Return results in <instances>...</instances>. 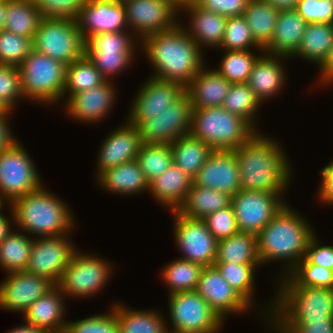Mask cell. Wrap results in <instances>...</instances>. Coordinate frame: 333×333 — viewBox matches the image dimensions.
Instances as JSON below:
<instances>
[{"mask_svg": "<svg viewBox=\"0 0 333 333\" xmlns=\"http://www.w3.org/2000/svg\"><path fill=\"white\" fill-rule=\"evenodd\" d=\"M44 188L42 185L9 205L13 222L25 233L37 237L69 235L75 225L74 215L68 205Z\"/></svg>", "mask_w": 333, "mask_h": 333, "instance_id": "cell-4", "label": "cell"}, {"mask_svg": "<svg viewBox=\"0 0 333 333\" xmlns=\"http://www.w3.org/2000/svg\"><path fill=\"white\" fill-rule=\"evenodd\" d=\"M114 305V306H113ZM109 313L90 315L85 319L67 322L64 333H119L115 315V304Z\"/></svg>", "mask_w": 333, "mask_h": 333, "instance_id": "cell-49", "label": "cell"}, {"mask_svg": "<svg viewBox=\"0 0 333 333\" xmlns=\"http://www.w3.org/2000/svg\"><path fill=\"white\" fill-rule=\"evenodd\" d=\"M193 179L172 163L160 176L149 184V193L155 200L177 211L183 204Z\"/></svg>", "mask_w": 333, "mask_h": 333, "instance_id": "cell-29", "label": "cell"}, {"mask_svg": "<svg viewBox=\"0 0 333 333\" xmlns=\"http://www.w3.org/2000/svg\"><path fill=\"white\" fill-rule=\"evenodd\" d=\"M277 286H308L333 289V270L311 263L304 257ZM285 277V278H284Z\"/></svg>", "mask_w": 333, "mask_h": 333, "instance_id": "cell-41", "label": "cell"}, {"mask_svg": "<svg viewBox=\"0 0 333 333\" xmlns=\"http://www.w3.org/2000/svg\"><path fill=\"white\" fill-rule=\"evenodd\" d=\"M97 178L103 189L114 194L131 195L149 191V183L136 159L107 169Z\"/></svg>", "mask_w": 333, "mask_h": 333, "instance_id": "cell-31", "label": "cell"}, {"mask_svg": "<svg viewBox=\"0 0 333 333\" xmlns=\"http://www.w3.org/2000/svg\"><path fill=\"white\" fill-rule=\"evenodd\" d=\"M258 57L252 50H226L217 71L231 84L247 83Z\"/></svg>", "mask_w": 333, "mask_h": 333, "instance_id": "cell-45", "label": "cell"}, {"mask_svg": "<svg viewBox=\"0 0 333 333\" xmlns=\"http://www.w3.org/2000/svg\"><path fill=\"white\" fill-rule=\"evenodd\" d=\"M127 29L140 42L147 36L173 28L177 9L168 0H130L124 3Z\"/></svg>", "mask_w": 333, "mask_h": 333, "instance_id": "cell-17", "label": "cell"}, {"mask_svg": "<svg viewBox=\"0 0 333 333\" xmlns=\"http://www.w3.org/2000/svg\"><path fill=\"white\" fill-rule=\"evenodd\" d=\"M33 49L69 65L85 54V41L77 21L42 18L33 38Z\"/></svg>", "mask_w": 333, "mask_h": 333, "instance_id": "cell-8", "label": "cell"}, {"mask_svg": "<svg viewBox=\"0 0 333 333\" xmlns=\"http://www.w3.org/2000/svg\"><path fill=\"white\" fill-rule=\"evenodd\" d=\"M202 269L201 265L182 258L168 263L161 277L169 287V295L196 290Z\"/></svg>", "mask_w": 333, "mask_h": 333, "instance_id": "cell-42", "label": "cell"}, {"mask_svg": "<svg viewBox=\"0 0 333 333\" xmlns=\"http://www.w3.org/2000/svg\"><path fill=\"white\" fill-rule=\"evenodd\" d=\"M77 23L84 41L92 35L124 31L127 29L124 3L112 0H88L81 10Z\"/></svg>", "mask_w": 333, "mask_h": 333, "instance_id": "cell-22", "label": "cell"}, {"mask_svg": "<svg viewBox=\"0 0 333 333\" xmlns=\"http://www.w3.org/2000/svg\"><path fill=\"white\" fill-rule=\"evenodd\" d=\"M196 291L223 321L225 315L245 313L252 306L226 282L215 266L203 267Z\"/></svg>", "mask_w": 333, "mask_h": 333, "instance_id": "cell-20", "label": "cell"}, {"mask_svg": "<svg viewBox=\"0 0 333 333\" xmlns=\"http://www.w3.org/2000/svg\"><path fill=\"white\" fill-rule=\"evenodd\" d=\"M277 287L274 303H270V310L268 308L265 311V319L268 318V322L317 321L333 317V289L308 286Z\"/></svg>", "mask_w": 333, "mask_h": 333, "instance_id": "cell-5", "label": "cell"}, {"mask_svg": "<svg viewBox=\"0 0 333 333\" xmlns=\"http://www.w3.org/2000/svg\"><path fill=\"white\" fill-rule=\"evenodd\" d=\"M321 184L318 197L328 205L333 204V161L320 170Z\"/></svg>", "mask_w": 333, "mask_h": 333, "instance_id": "cell-57", "label": "cell"}, {"mask_svg": "<svg viewBox=\"0 0 333 333\" xmlns=\"http://www.w3.org/2000/svg\"><path fill=\"white\" fill-rule=\"evenodd\" d=\"M253 65L247 84L261 103L280 93L284 88L286 73L280 59L287 57L263 53ZM283 67V68H282Z\"/></svg>", "mask_w": 333, "mask_h": 333, "instance_id": "cell-26", "label": "cell"}, {"mask_svg": "<svg viewBox=\"0 0 333 333\" xmlns=\"http://www.w3.org/2000/svg\"><path fill=\"white\" fill-rule=\"evenodd\" d=\"M278 10L295 9L299 0H264Z\"/></svg>", "mask_w": 333, "mask_h": 333, "instance_id": "cell-60", "label": "cell"}, {"mask_svg": "<svg viewBox=\"0 0 333 333\" xmlns=\"http://www.w3.org/2000/svg\"><path fill=\"white\" fill-rule=\"evenodd\" d=\"M63 295V296H62ZM65 295L55 285L45 295L31 304L23 314L24 320L46 333H64L67 322L65 315Z\"/></svg>", "mask_w": 333, "mask_h": 333, "instance_id": "cell-25", "label": "cell"}, {"mask_svg": "<svg viewBox=\"0 0 333 333\" xmlns=\"http://www.w3.org/2000/svg\"><path fill=\"white\" fill-rule=\"evenodd\" d=\"M295 10L308 24H333V4L329 0H299Z\"/></svg>", "mask_w": 333, "mask_h": 333, "instance_id": "cell-53", "label": "cell"}, {"mask_svg": "<svg viewBox=\"0 0 333 333\" xmlns=\"http://www.w3.org/2000/svg\"><path fill=\"white\" fill-rule=\"evenodd\" d=\"M7 276L0 284V308L11 312L24 314L31 304L55 286L49 280L26 271L11 272Z\"/></svg>", "mask_w": 333, "mask_h": 333, "instance_id": "cell-19", "label": "cell"}, {"mask_svg": "<svg viewBox=\"0 0 333 333\" xmlns=\"http://www.w3.org/2000/svg\"><path fill=\"white\" fill-rule=\"evenodd\" d=\"M164 333H192V332H187V331H182V330H177V329L168 330V328L166 327Z\"/></svg>", "mask_w": 333, "mask_h": 333, "instance_id": "cell-65", "label": "cell"}, {"mask_svg": "<svg viewBox=\"0 0 333 333\" xmlns=\"http://www.w3.org/2000/svg\"><path fill=\"white\" fill-rule=\"evenodd\" d=\"M66 67L33 49L18 66L24 99L50 104L64 98Z\"/></svg>", "mask_w": 333, "mask_h": 333, "instance_id": "cell-7", "label": "cell"}, {"mask_svg": "<svg viewBox=\"0 0 333 333\" xmlns=\"http://www.w3.org/2000/svg\"><path fill=\"white\" fill-rule=\"evenodd\" d=\"M251 47L263 51L255 42L243 15L227 18L220 48L226 50H251Z\"/></svg>", "mask_w": 333, "mask_h": 333, "instance_id": "cell-47", "label": "cell"}, {"mask_svg": "<svg viewBox=\"0 0 333 333\" xmlns=\"http://www.w3.org/2000/svg\"><path fill=\"white\" fill-rule=\"evenodd\" d=\"M307 25L295 9L279 10L271 41L263 51L271 55L292 57L299 49Z\"/></svg>", "mask_w": 333, "mask_h": 333, "instance_id": "cell-27", "label": "cell"}, {"mask_svg": "<svg viewBox=\"0 0 333 333\" xmlns=\"http://www.w3.org/2000/svg\"><path fill=\"white\" fill-rule=\"evenodd\" d=\"M192 113L193 105L185 92L165 111L152 115V118L138 126L142 143L171 144L179 137L189 134Z\"/></svg>", "mask_w": 333, "mask_h": 333, "instance_id": "cell-13", "label": "cell"}, {"mask_svg": "<svg viewBox=\"0 0 333 333\" xmlns=\"http://www.w3.org/2000/svg\"><path fill=\"white\" fill-rule=\"evenodd\" d=\"M333 48V24H308L298 51L292 57L317 63L319 68L327 61Z\"/></svg>", "mask_w": 333, "mask_h": 333, "instance_id": "cell-33", "label": "cell"}, {"mask_svg": "<svg viewBox=\"0 0 333 333\" xmlns=\"http://www.w3.org/2000/svg\"><path fill=\"white\" fill-rule=\"evenodd\" d=\"M4 30L34 38L42 20L35 0H7Z\"/></svg>", "mask_w": 333, "mask_h": 333, "instance_id": "cell-38", "label": "cell"}, {"mask_svg": "<svg viewBox=\"0 0 333 333\" xmlns=\"http://www.w3.org/2000/svg\"><path fill=\"white\" fill-rule=\"evenodd\" d=\"M129 33L132 32L124 30L100 33L92 35L85 41V54L108 81L113 75L115 77L132 64L137 45L132 38L136 36H131Z\"/></svg>", "mask_w": 333, "mask_h": 333, "instance_id": "cell-10", "label": "cell"}, {"mask_svg": "<svg viewBox=\"0 0 333 333\" xmlns=\"http://www.w3.org/2000/svg\"><path fill=\"white\" fill-rule=\"evenodd\" d=\"M140 43L155 72L150 77L158 80L177 82L186 87L204 66L202 49L181 23L149 35Z\"/></svg>", "mask_w": 333, "mask_h": 333, "instance_id": "cell-1", "label": "cell"}, {"mask_svg": "<svg viewBox=\"0 0 333 333\" xmlns=\"http://www.w3.org/2000/svg\"><path fill=\"white\" fill-rule=\"evenodd\" d=\"M7 110L0 104V116H2Z\"/></svg>", "mask_w": 333, "mask_h": 333, "instance_id": "cell-66", "label": "cell"}, {"mask_svg": "<svg viewBox=\"0 0 333 333\" xmlns=\"http://www.w3.org/2000/svg\"><path fill=\"white\" fill-rule=\"evenodd\" d=\"M239 165L234 150H214L198 171L193 183L234 196L240 189Z\"/></svg>", "mask_w": 333, "mask_h": 333, "instance_id": "cell-21", "label": "cell"}, {"mask_svg": "<svg viewBox=\"0 0 333 333\" xmlns=\"http://www.w3.org/2000/svg\"><path fill=\"white\" fill-rule=\"evenodd\" d=\"M115 315L119 333H164L167 327L161 312L155 310H135L119 302L115 304Z\"/></svg>", "mask_w": 333, "mask_h": 333, "instance_id": "cell-36", "label": "cell"}, {"mask_svg": "<svg viewBox=\"0 0 333 333\" xmlns=\"http://www.w3.org/2000/svg\"><path fill=\"white\" fill-rule=\"evenodd\" d=\"M106 79L95 67L89 57L84 54L66 67L65 86L63 96L68 94L67 101L73 94L87 91L103 84Z\"/></svg>", "mask_w": 333, "mask_h": 333, "instance_id": "cell-39", "label": "cell"}, {"mask_svg": "<svg viewBox=\"0 0 333 333\" xmlns=\"http://www.w3.org/2000/svg\"><path fill=\"white\" fill-rule=\"evenodd\" d=\"M168 298L173 329L192 333H218L223 327L225 321L196 290L174 293Z\"/></svg>", "mask_w": 333, "mask_h": 333, "instance_id": "cell-12", "label": "cell"}, {"mask_svg": "<svg viewBox=\"0 0 333 333\" xmlns=\"http://www.w3.org/2000/svg\"><path fill=\"white\" fill-rule=\"evenodd\" d=\"M232 196L192 184L177 212L186 218L203 220L209 214L231 205Z\"/></svg>", "mask_w": 333, "mask_h": 333, "instance_id": "cell-32", "label": "cell"}, {"mask_svg": "<svg viewBox=\"0 0 333 333\" xmlns=\"http://www.w3.org/2000/svg\"><path fill=\"white\" fill-rule=\"evenodd\" d=\"M3 205H4V204L0 201V210H2Z\"/></svg>", "mask_w": 333, "mask_h": 333, "instance_id": "cell-68", "label": "cell"}, {"mask_svg": "<svg viewBox=\"0 0 333 333\" xmlns=\"http://www.w3.org/2000/svg\"><path fill=\"white\" fill-rule=\"evenodd\" d=\"M248 2L249 0H198L196 5L206 11L229 18L243 15Z\"/></svg>", "mask_w": 333, "mask_h": 333, "instance_id": "cell-55", "label": "cell"}, {"mask_svg": "<svg viewBox=\"0 0 333 333\" xmlns=\"http://www.w3.org/2000/svg\"><path fill=\"white\" fill-rule=\"evenodd\" d=\"M184 10L191 17L189 22L191 25L188 24L189 30L187 26H185V29L200 49L207 45L208 48H220L227 18L223 15L206 11L196 4L187 6Z\"/></svg>", "mask_w": 333, "mask_h": 333, "instance_id": "cell-30", "label": "cell"}, {"mask_svg": "<svg viewBox=\"0 0 333 333\" xmlns=\"http://www.w3.org/2000/svg\"><path fill=\"white\" fill-rule=\"evenodd\" d=\"M184 93L185 87L180 83L150 77L137 92L127 122L138 127L152 118V115L165 111Z\"/></svg>", "mask_w": 333, "mask_h": 333, "instance_id": "cell-18", "label": "cell"}, {"mask_svg": "<svg viewBox=\"0 0 333 333\" xmlns=\"http://www.w3.org/2000/svg\"><path fill=\"white\" fill-rule=\"evenodd\" d=\"M320 80L318 82L325 85L333 84V48L331 49L330 55L327 61L320 67ZM327 83V84H326Z\"/></svg>", "mask_w": 333, "mask_h": 333, "instance_id": "cell-59", "label": "cell"}, {"mask_svg": "<svg viewBox=\"0 0 333 333\" xmlns=\"http://www.w3.org/2000/svg\"><path fill=\"white\" fill-rule=\"evenodd\" d=\"M256 131L247 120L222 106L193 108L190 133L214 150H236Z\"/></svg>", "mask_w": 333, "mask_h": 333, "instance_id": "cell-6", "label": "cell"}, {"mask_svg": "<svg viewBox=\"0 0 333 333\" xmlns=\"http://www.w3.org/2000/svg\"><path fill=\"white\" fill-rule=\"evenodd\" d=\"M101 145L96 177L107 169L136 159L142 145L139 129L125 122V125L107 136Z\"/></svg>", "mask_w": 333, "mask_h": 333, "instance_id": "cell-23", "label": "cell"}, {"mask_svg": "<svg viewBox=\"0 0 333 333\" xmlns=\"http://www.w3.org/2000/svg\"><path fill=\"white\" fill-rule=\"evenodd\" d=\"M279 10L264 0H249L243 16L255 42L263 49L275 30Z\"/></svg>", "mask_w": 333, "mask_h": 333, "instance_id": "cell-37", "label": "cell"}, {"mask_svg": "<svg viewBox=\"0 0 333 333\" xmlns=\"http://www.w3.org/2000/svg\"><path fill=\"white\" fill-rule=\"evenodd\" d=\"M316 235L307 220L286 204L257 235L261 265L284 261L287 275L304 257L311 238ZM287 266V267H286ZM286 272V273H284Z\"/></svg>", "mask_w": 333, "mask_h": 333, "instance_id": "cell-3", "label": "cell"}, {"mask_svg": "<svg viewBox=\"0 0 333 333\" xmlns=\"http://www.w3.org/2000/svg\"><path fill=\"white\" fill-rule=\"evenodd\" d=\"M136 160L150 184L173 163L171 144L142 143Z\"/></svg>", "mask_w": 333, "mask_h": 333, "instance_id": "cell-43", "label": "cell"}, {"mask_svg": "<svg viewBox=\"0 0 333 333\" xmlns=\"http://www.w3.org/2000/svg\"><path fill=\"white\" fill-rule=\"evenodd\" d=\"M220 274L250 305L253 303L255 269L261 264L214 263Z\"/></svg>", "mask_w": 333, "mask_h": 333, "instance_id": "cell-46", "label": "cell"}, {"mask_svg": "<svg viewBox=\"0 0 333 333\" xmlns=\"http://www.w3.org/2000/svg\"><path fill=\"white\" fill-rule=\"evenodd\" d=\"M8 333H46V332L43 329L37 328L36 326L25 322V325L15 327L9 330Z\"/></svg>", "mask_w": 333, "mask_h": 333, "instance_id": "cell-62", "label": "cell"}, {"mask_svg": "<svg viewBox=\"0 0 333 333\" xmlns=\"http://www.w3.org/2000/svg\"><path fill=\"white\" fill-rule=\"evenodd\" d=\"M286 203L278 193L239 190L231 198L238 229L256 236Z\"/></svg>", "mask_w": 333, "mask_h": 333, "instance_id": "cell-14", "label": "cell"}, {"mask_svg": "<svg viewBox=\"0 0 333 333\" xmlns=\"http://www.w3.org/2000/svg\"><path fill=\"white\" fill-rule=\"evenodd\" d=\"M8 114H12L11 111H6L2 116H0V153L11 147L17 139L14 138L11 132V127H9Z\"/></svg>", "mask_w": 333, "mask_h": 333, "instance_id": "cell-58", "label": "cell"}, {"mask_svg": "<svg viewBox=\"0 0 333 333\" xmlns=\"http://www.w3.org/2000/svg\"><path fill=\"white\" fill-rule=\"evenodd\" d=\"M0 210V243L6 238V236L12 231L11 230V221L7 216L1 213Z\"/></svg>", "mask_w": 333, "mask_h": 333, "instance_id": "cell-61", "label": "cell"}, {"mask_svg": "<svg viewBox=\"0 0 333 333\" xmlns=\"http://www.w3.org/2000/svg\"><path fill=\"white\" fill-rule=\"evenodd\" d=\"M33 238L12 231L0 243V266L8 273L27 270Z\"/></svg>", "mask_w": 333, "mask_h": 333, "instance_id": "cell-40", "label": "cell"}, {"mask_svg": "<svg viewBox=\"0 0 333 333\" xmlns=\"http://www.w3.org/2000/svg\"><path fill=\"white\" fill-rule=\"evenodd\" d=\"M6 11H7V0H0V32L4 30Z\"/></svg>", "mask_w": 333, "mask_h": 333, "instance_id": "cell-64", "label": "cell"}, {"mask_svg": "<svg viewBox=\"0 0 333 333\" xmlns=\"http://www.w3.org/2000/svg\"><path fill=\"white\" fill-rule=\"evenodd\" d=\"M316 238L315 235L311 238L305 257L311 263L333 270V246H320Z\"/></svg>", "mask_w": 333, "mask_h": 333, "instance_id": "cell-56", "label": "cell"}, {"mask_svg": "<svg viewBox=\"0 0 333 333\" xmlns=\"http://www.w3.org/2000/svg\"><path fill=\"white\" fill-rule=\"evenodd\" d=\"M42 18L72 19L77 21L88 0H35Z\"/></svg>", "mask_w": 333, "mask_h": 333, "instance_id": "cell-51", "label": "cell"}, {"mask_svg": "<svg viewBox=\"0 0 333 333\" xmlns=\"http://www.w3.org/2000/svg\"><path fill=\"white\" fill-rule=\"evenodd\" d=\"M112 1L117 2V3H125L130 0H112Z\"/></svg>", "mask_w": 333, "mask_h": 333, "instance_id": "cell-67", "label": "cell"}, {"mask_svg": "<svg viewBox=\"0 0 333 333\" xmlns=\"http://www.w3.org/2000/svg\"><path fill=\"white\" fill-rule=\"evenodd\" d=\"M241 190L281 193L291 182V166L273 138L256 131L236 150Z\"/></svg>", "mask_w": 333, "mask_h": 333, "instance_id": "cell-2", "label": "cell"}, {"mask_svg": "<svg viewBox=\"0 0 333 333\" xmlns=\"http://www.w3.org/2000/svg\"><path fill=\"white\" fill-rule=\"evenodd\" d=\"M276 333H333V317L317 321H271Z\"/></svg>", "mask_w": 333, "mask_h": 333, "instance_id": "cell-54", "label": "cell"}, {"mask_svg": "<svg viewBox=\"0 0 333 333\" xmlns=\"http://www.w3.org/2000/svg\"><path fill=\"white\" fill-rule=\"evenodd\" d=\"M111 266L97 255L76 251L56 286L65 297L85 298L97 294L108 282Z\"/></svg>", "mask_w": 333, "mask_h": 333, "instance_id": "cell-11", "label": "cell"}, {"mask_svg": "<svg viewBox=\"0 0 333 333\" xmlns=\"http://www.w3.org/2000/svg\"><path fill=\"white\" fill-rule=\"evenodd\" d=\"M214 263L261 264L257 236L238 232L229 238L218 240Z\"/></svg>", "mask_w": 333, "mask_h": 333, "instance_id": "cell-35", "label": "cell"}, {"mask_svg": "<svg viewBox=\"0 0 333 333\" xmlns=\"http://www.w3.org/2000/svg\"><path fill=\"white\" fill-rule=\"evenodd\" d=\"M203 221L217 241L240 232L232 205L209 214Z\"/></svg>", "mask_w": 333, "mask_h": 333, "instance_id": "cell-52", "label": "cell"}, {"mask_svg": "<svg viewBox=\"0 0 333 333\" xmlns=\"http://www.w3.org/2000/svg\"><path fill=\"white\" fill-rule=\"evenodd\" d=\"M33 50V38L0 32V63L19 66Z\"/></svg>", "mask_w": 333, "mask_h": 333, "instance_id": "cell-48", "label": "cell"}, {"mask_svg": "<svg viewBox=\"0 0 333 333\" xmlns=\"http://www.w3.org/2000/svg\"><path fill=\"white\" fill-rule=\"evenodd\" d=\"M67 236L33 238L26 272L43 277L57 285L77 251Z\"/></svg>", "mask_w": 333, "mask_h": 333, "instance_id": "cell-16", "label": "cell"}, {"mask_svg": "<svg viewBox=\"0 0 333 333\" xmlns=\"http://www.w3.org/2000/svg\"><path fill=\"white\" fill-rule=\"evenodd\" d=\"M176 9L177 11H182V9L186 8L187 6L194 5L197 3L198 0H168Z\"/></svg>", "mask_w": 333, "mask_h": 333, "instance_id": "cell-63", "label": "cell"}, {"mask_svg": "<svg viewBox=\"0 0 333 333\" xmlns=\"http://www.w3.org/2000/svg\"><path fill=\"white\" fill-rule=\"evenodd\" d=\"M173 163L194 179L214 149L191 133L171 143Z\"/></svg>", "mask_w": 333, "mask_h": 333, "instance_id": "cell-34", "label": "cell"}, {"mask_svg": "<svg viewBox=\"0 0 333 333\" xmlns=\"http://www.w3.org/2000/svg\"><path fill=\"white\" fill-rule=\"evenodd\" d=\"M110 81L91 88L87 91L73 94L65 101L66 112L78 121L95 123L109 114L117 93ZM115 98V99H114Z\"/></svg>", "mask_w": 333, "mask_h": 333, "instance_id": "cell-24", "label": "cell"}, {"mask_svg": "<svg viewBox=\"0 0 333 333\" xmlns=\"http://www.w3.org/2000/svg\"><path fill=\"white\" fill-rule=\"evenodd\" d=\"M20 144L16 141L0 153V201L4 205L42 186L36 165Z\"/></svg>", "mask_w": 333, "mask_h": 333, "instance_id": "cell-9", "label": "cell"}, {"mask_svg": "<svg viewBox=\"0 0 333 333\" xmlns=\"http://www.w3.org/2000/svg\"><path fill=\"white\" fill-rule=\"evenodd\" d=\"M261 104L247 83H232L222 107L230 113L241 116L256 129L257 122L254 119Z\"/></svg>", "mask_w": 333, "mask_h": 333, "instance_id": "cell-44", "label": "cell"}, {"mask_svg": "<svg viewBox=\"0 0 333 333\" xmlns=\"http://www.w3.org/2000/svg\"><path fill=\"white\" fill-rule=\"evenodd\" d=\"M231 83L217 70H206L205 65L185 87L193 108L220 107Z\"/></svg>", "mask_w": 333, "mask_h": 333, "instance_id": "cell-28", "label": "cell"}, {"mask_svg": "<svg viewBox=\"0 0 333 333\" xmlns=\"http://www.w3.org/2000/svg\"><path fill=\"white\" fill-rule=\"evenodd\" d=\"M21 98L24 99L19 68L0 63V104L12 111Z\"/></svg>", "mask_w": 333, "mask_h": 333, "instance_id": "cell-50", "label": "cell"}, {"mask_svg": "<svg viewBox=\"0 0 333 333\" xmlns=\"http://www.w3.org/2000/svg\"><path fill=\"white\" fill-rule=\"evenodd\" d=\"M172 214L175 216L173 224L175 244L183 254L180 258L202 267L214 266L218 241L205 222L186 218L177 211H172Z\"/></svg>", "mask_w": 333, "mask_h": 333, "instance_id": "cell-15", "label": "cell"}]
</instances>
